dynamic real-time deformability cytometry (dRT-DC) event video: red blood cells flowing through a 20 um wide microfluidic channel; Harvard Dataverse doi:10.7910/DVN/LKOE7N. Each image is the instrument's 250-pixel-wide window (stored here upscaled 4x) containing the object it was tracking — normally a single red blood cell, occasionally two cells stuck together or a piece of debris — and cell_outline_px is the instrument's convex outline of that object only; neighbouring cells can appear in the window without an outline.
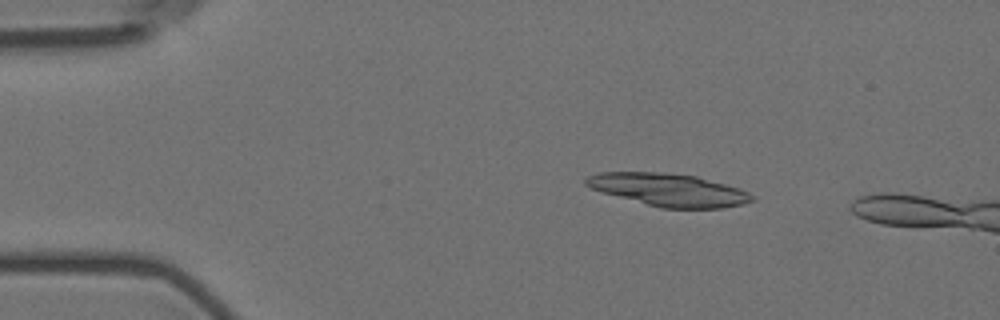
{"species": "Egyptian fruit bat (a non-hibernating species)", "species_latin": "Rousettus aegyptiacus", "temperature_condition": "room temperature", "stored_images_in_passage": 2, "camera_frame_rate_fps": 3000, "um_per_image_px": 0.085, "animal": {"sex": "female"}, "frame": {"image": 1, "passage_image": 2, "time_ms": 1.333, "image_size_px": [1000, 320], "cell_outline_px": [[756, 200], [744, 204], [724, 208], [660, 208], [604, 192], [592, 188], [584, 184], [584, 180], [588, 176], [600, 172], [664, 172], [696, 176], [740, 188], [756, 196]], "centroid_in_image_um": [56.9, 16.13], "position_along_channel_um": 28.1, "area_um2": 31.56}}